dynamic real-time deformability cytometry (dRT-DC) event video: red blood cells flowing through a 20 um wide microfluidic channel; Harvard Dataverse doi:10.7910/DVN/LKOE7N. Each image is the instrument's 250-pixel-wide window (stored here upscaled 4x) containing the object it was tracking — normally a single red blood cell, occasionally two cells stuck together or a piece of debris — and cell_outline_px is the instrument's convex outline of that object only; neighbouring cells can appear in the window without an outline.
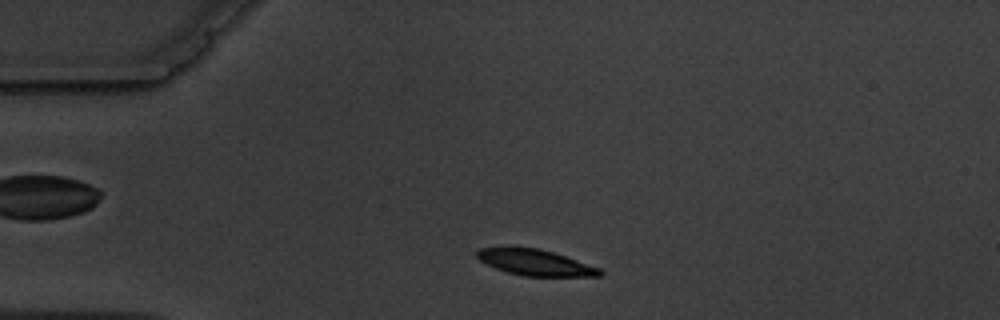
{"species": "common noctule bat (a hibernating species)", "species_latin": "Nyctalus noctula", "temperature_condition": "warm", "stored_images_in_passage": 3, "camera_frame_rate_fps": 3000, "um_per_image_px": 0.085, "animal": {"sex": "male", "body_mass_g": 19.5, "forearm_length_mm": 54.6}, "frame": {"image": 1, "passage_image": 2, "time_ms": 1.0, "image_size_px": [1000, 320], "cell_outline_px": [[604, 272], [600, 276], [524, 276], [508, 272], [496, 268], [480, 260], [476, 256], [476, 252], [480, 248], [500, 244], [516, 244], [540, 248], [600, 268]], "centroid_in_image_um": [45.39, 22.25], "position_along_channel_um": 39.6, "area_um2": 19.25}}